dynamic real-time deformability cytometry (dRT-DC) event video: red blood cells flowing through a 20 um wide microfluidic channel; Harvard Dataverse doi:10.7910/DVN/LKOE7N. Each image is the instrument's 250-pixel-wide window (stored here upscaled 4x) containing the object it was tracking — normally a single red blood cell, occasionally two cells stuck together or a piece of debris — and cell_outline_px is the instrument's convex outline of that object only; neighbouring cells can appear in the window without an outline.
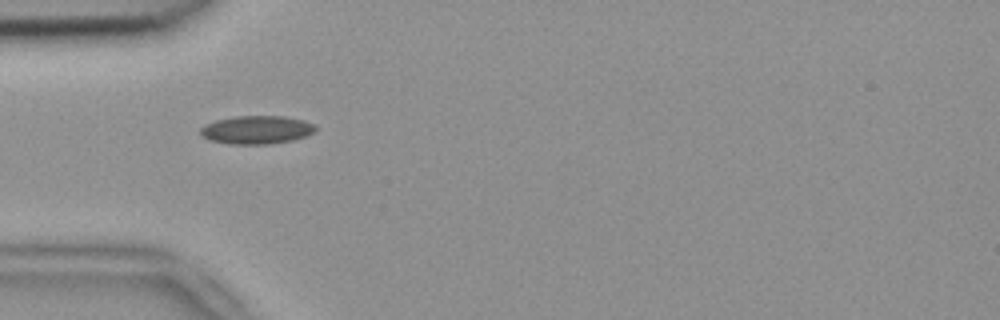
{"species": "common noctule bat (a hibernating species)", "species_latin": "Nyctalus noctula", "temperature_condition": "room temperature", "stored_images_in_passage": 38, "camera_frame_rate_fps": 3000, "um_per_image_px": 0.085, "animal": {"sex": "female", "body_mass_g": 18.4}, "frame": {"image": 1, "passage_image": 2, "time_ms": 0.333, "image_size_px": [1000, 320], "cell_outline_px": [[316, 132], [292, 140], [268, 144], [228, 144], [208, 140], [200, 132], [200, 128], [204, 124], [216, 120], [236, 116], [284, 116], [304, 120], [316, 124]], "centroid_in_image_um": [21.82, 11.03], "position_along_channel_um": 63.2, "area_um2": 19.07}}
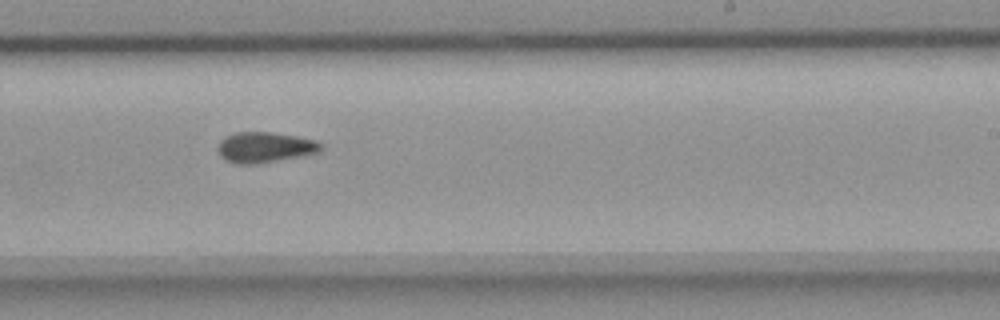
{"frame": {"image": 2, "passage_image": 18, "time_ms": 5.667, "image_size_px": [1000, 320], "cell_outline_px": [[324, 148], [320, 152], [304, 156], [256, 164], [236, 164], [224, 160], [220, 156], [216, 148], [220, 140], [224, 136], [236, 132], [272, 132], [296, 136], [316, 140], [324, 144]], "centroid_in_image_um": [22.52, 12.53], "position_along_channel_um": 266.5, "area_um2": 18.84}}
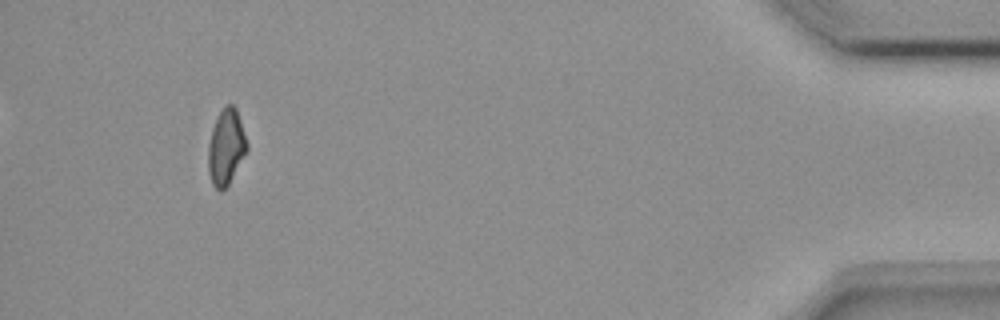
{"frame": {"image": 3, "passage_image": 35, "time_ms": 11.333, "image_size_px": [1000, 320], "cell_outline_px": [[248, 152], [228, 184], [220, 192], [212, 184], [208, 172], [208, 144], [212, 128], [220, 112], [228, 104], [232, 104], [236, 108], [248, 144]], "centroid_in_image_um": [19.22, 12.53], "position_along_channel_um": 416.0, "area_um2": 17.05}, "authors_computed_cell_mechanics": {"area_um2": 17.8891, "velocity_mm_per_s": 3.8486, "shape_relaxation_time_tau1_ms": null, "shape_relaxation_time_tau2_ms": 5.347, "deformation_change_tau1": null, "deformation_change_tau2": 0.1136}}